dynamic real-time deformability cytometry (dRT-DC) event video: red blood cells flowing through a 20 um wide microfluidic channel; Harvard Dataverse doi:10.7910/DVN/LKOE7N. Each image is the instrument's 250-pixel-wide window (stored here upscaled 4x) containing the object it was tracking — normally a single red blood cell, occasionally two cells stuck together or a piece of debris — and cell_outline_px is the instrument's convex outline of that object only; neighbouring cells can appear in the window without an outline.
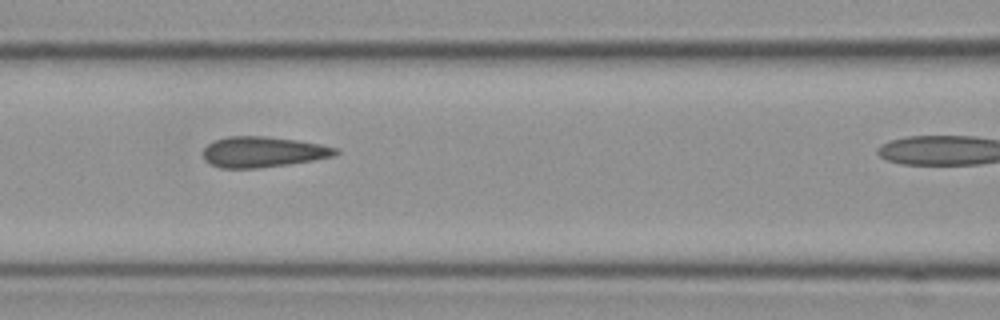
{"species": "Egyptian fruit bat (a non-hibernating species)", "species_latin": "Rousettus aegyptiacus", "temperature_condition": "cold", "stored_images_in_passage": 6, "camera_frame_rate_fps": 3000, "um_per_image_px": 0.085, "frame": {"image": 1, "passage_image": 5, "time_ms": 1.333, "image_size_px": [1000, 320], "cell_outline_px": [[340, 152], [332, 156], [312, 160], [288, 164], [256, 168], [220, 168], [204, 160], [204, 148], [208, 144], [216, 140], [228, 136], [264, 136], [300, 140], [340, 148]], "centroid_in_image_um": [22.37, 12.9], "position_along_channel_um": 144.2, "area_um2": 23.58}}